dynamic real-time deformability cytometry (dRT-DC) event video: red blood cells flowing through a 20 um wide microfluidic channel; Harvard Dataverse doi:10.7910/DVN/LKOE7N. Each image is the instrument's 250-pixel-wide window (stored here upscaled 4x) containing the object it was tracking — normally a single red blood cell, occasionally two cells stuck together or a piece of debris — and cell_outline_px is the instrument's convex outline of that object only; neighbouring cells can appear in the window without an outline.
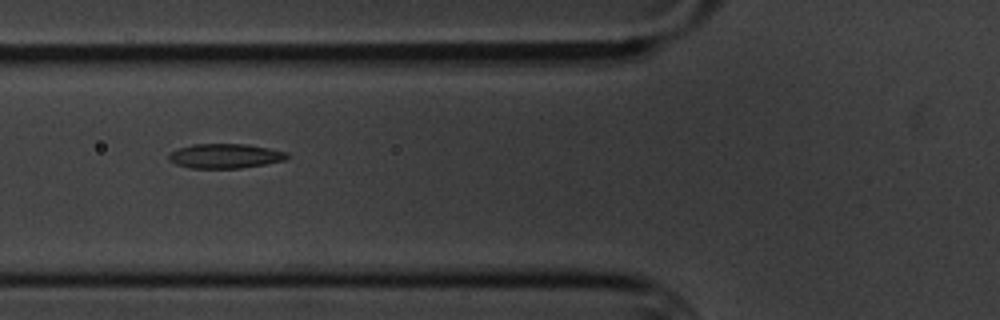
{"species": "common noctule bat (a hibernating species)", "species_latin": "Nyctalus noctula", "temperature_condition": "cold", "stored_images_in_passage": 16, "camera_frame_rate_fps": 3000, "um_per_image_px": 0.085, "animal": {"sex": "male", "body_mass_g": 20.1, "forearm_length_mm": 53.5}, "frame": {"image": 1, "passage_image": 7, "time_ms": 7.667, "image_size_px": [1000, 320], "cell_outline_px": [[288, 156], [284, 160], [264, 164], [240, 168], [188, 168], [176, 164], [168, 160], [168, 156], [172, 152], [180, 148], [192, 144], [248, 144], [288, 152]], "centroid_in_image_um": [19.12, 13.26], "position_along_channel_um": 106.7, "area_um2": 16.82}}
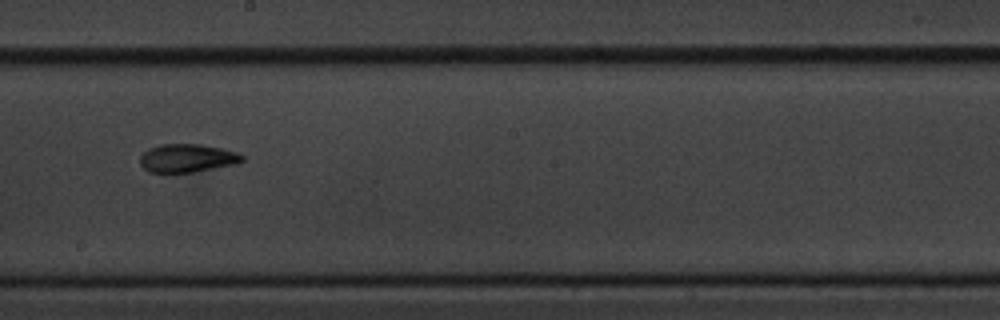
{"frame": {"image": 2, "passage_image": 10, "time_ms": 11.333, "image_size_px": [1000, 320], "cell_outline_px": [[244, 160], [236, 164], [192, 172], [148, 172], [140, 164], [140, 156], [148, 148], [160, 144], [200, 144], [220, 148], [236, 152], [244, 156]], "centroid_in_image_um": [15.89, 13.43], "position_along_channel_um": 232.3, "area_um2": 16.76}}
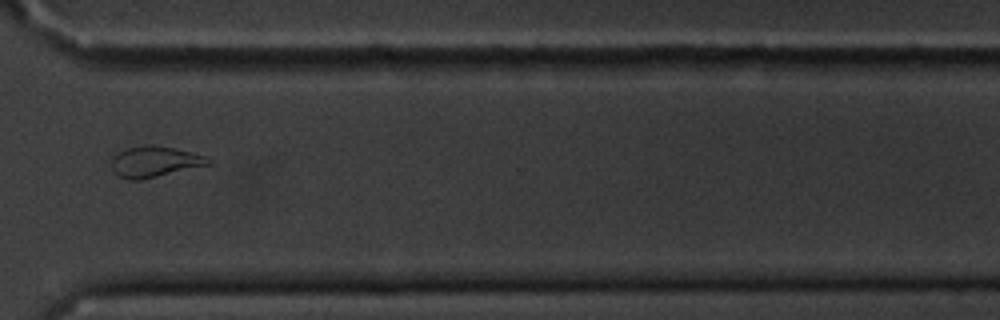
{"frame": {"image": 3, "passage_image": 13, "time_ms": 15.0, "image_size_px": [1000, 320], "cell_outline_px": [[212, 164], [140, 180], [128, 180], [116, 176], [112, 168], [112, 156], [128, 148], [148, 144], [152, 144], [192, 152], [204, 156], [212, 160]], "centroid_in_image_um": [13.13, 13.75], "position_along_channel_um": 357.5, "area_um2": 17.4}, "authors_computed_cell_mechanics": {"area_um2": 18.207, "velocity_mm_per_s": 3.4235, "shape_relaxation_time_tau1_ms": 6.4276, "shape_relaxation_time_tau2_ms": 3.3145, "deformation_change_tau1": 0.2019, "deformation_change_tau2": 0.0785}}